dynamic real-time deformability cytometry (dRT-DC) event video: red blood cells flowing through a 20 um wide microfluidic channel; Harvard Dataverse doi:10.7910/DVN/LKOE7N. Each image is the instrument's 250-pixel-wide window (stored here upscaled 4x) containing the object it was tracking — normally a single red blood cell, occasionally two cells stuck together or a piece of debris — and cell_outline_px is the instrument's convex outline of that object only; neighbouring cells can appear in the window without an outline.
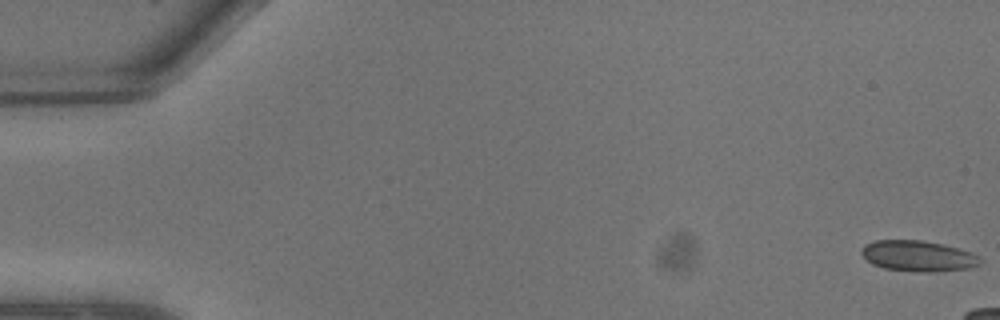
{"species": "common noctule bat (a hibernating species)", "species_latin": "Nyctalus noctula", "temperature_condition": "warm", "stored_images_in_passage": 8, "camera_frame_rate_fps": 3000, "um_per_image_px": 0.085, "animal": {"sex": "male", "body_mass_g": 13.3}, "frame": {"image": 1, "passage_image": 1, "time_ms": 0.0, "image_size_px": [1000, 320], "cell_outline_px": [[984, 260], [980, 264], [968, 268], [936, 272], [920, 272], [884, 268], [872, 264], [860, 252], [860, 248], [864, 244], [876, 240], [920, 240], [944, 244], [972, 252], [980, 256]], "centroid_in_image_um": [78.06, 21.75], "position_along_channel_um": 6.9, "area_um2": 21.5}}
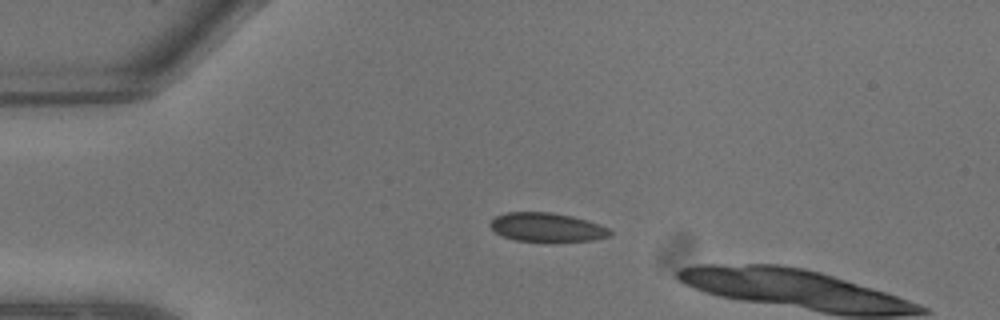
{"frame": {"image": 2, "passage_image": 6, "time_ms": 1.667, "image_size_px": [1000, 320], "cell_outline_px": [[612, 236], [592, 240], [516, 240], [504, 236], [496, 232], [488, 224], [496, 216], [504, 212], [552, 212], [572, 216], [588, 220], [600, 224], [608, 228], [612, 232]], "centroid_in_image_um": [46.51, 19.29], "position_along_channel_um": 38.5, "area_um2": 19.83}}